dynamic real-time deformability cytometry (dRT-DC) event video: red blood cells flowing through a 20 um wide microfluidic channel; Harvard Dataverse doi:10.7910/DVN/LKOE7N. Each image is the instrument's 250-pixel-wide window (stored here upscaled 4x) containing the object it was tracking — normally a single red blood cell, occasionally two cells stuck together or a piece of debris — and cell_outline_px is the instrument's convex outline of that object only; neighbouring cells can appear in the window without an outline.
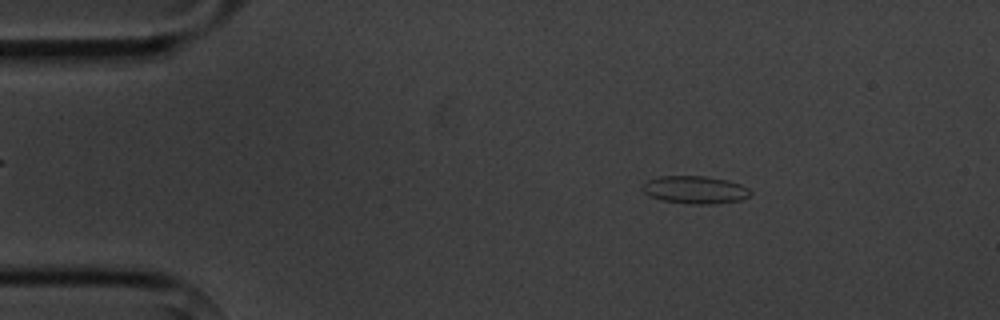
{"species": "common noctule bat (a hibernating species)", "species_latin": "Nyctalus noctula", "temperature_condition": "cold", "stored_images_in_passage": 3, "camera_frame_rate_fps": 3000, "um_per_image_px": 0.085, "animal": {"sex": "male", "body_mass_g": 20.1, "forearm_length_mm": 53.5}, "frame": {"image": 1, "passage_image": 1, "time_ms": 0.0, "image_size_px": [1000, 320], "cell_outline_px": [[752, 192], [748, 196], [740, 200], [712, 204], [692, 204], [660, 200], [648, 196], [644, 192], [644, 184], [648, 180], [660, 176], [704, 176], [728, 180], [740, 184], [748, 188]], "centroid_in_image_um": [59.08, 16.13], "position_along_channel_um": 25.9, "area_um2": 17.34}}
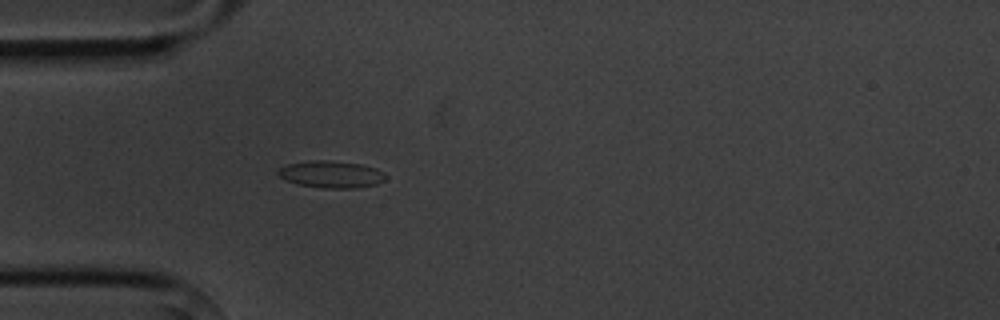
{"frame": {"image": 2, "passage_image": 3, "time_ms": 2.333, "image_size_px": [1000, 320], "cell_outline_px": [[388, 176], [384, 180], [376, 184], [356, 188], [324, 188], [300, 184], [288, 180], [280, 176], [276, 172], [280, 168], [288, 164], [312, 160], [324, 160], [360, 164], [376, 168], [384, 172]], "centroid_in_image_um": [28.2, 14.81], "position_along_channel_um": 56.8, "area_um2": 16.7}}